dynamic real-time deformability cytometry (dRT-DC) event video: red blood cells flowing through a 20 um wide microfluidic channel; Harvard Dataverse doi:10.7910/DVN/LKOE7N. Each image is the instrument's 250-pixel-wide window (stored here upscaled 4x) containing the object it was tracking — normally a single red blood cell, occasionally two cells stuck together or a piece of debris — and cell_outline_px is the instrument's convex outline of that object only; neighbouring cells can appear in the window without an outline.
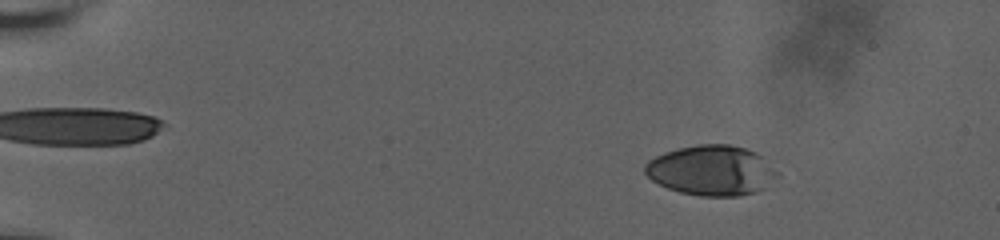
{"species": "human", "species_latin": "Homo sapiens", "temperature_condition": "room temperature", "stored_images_in_passage": 33, "camera_frame_rate_fps": 3000, "um_per_image_px": 0.085, "donor": {"sex": "male"}, "frame": {"image": 1, "passage_image": 1, "time_ms": 0.0, "image_size_px": [1000, 240], "cell_outline_px": [[780, 176], [764, 188], [740, 196], [700, 196], [680, 192], [668, 188], [652, 180], [644, 172], [644, 164], [648, 160], [664, 152], [696, 144], [728, 144], [744, 148], [756, 152], [764, 156], [780, 172]], "centroid_in_image_um": [60.52, 14.48], "position_along_channel_um": 24.5, "area_um2": 38.96}}
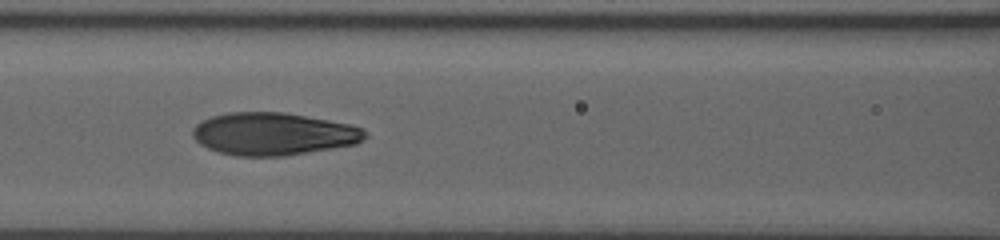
{"frame": {"image": 2, "passage_image": 14, "time_ms": 6.667, "image_size_px": [1000, 240], "cell_outline_px": [[368, 136], [364, 140], [356, 144], [284, 156], [236, 156], [220, 152], [208, 148], [200, 144], [192, 136], [192, 128], [196, 124], [212, 116], [228, 112], [284, 112], [328, 120], [348, 124], [360, 128], [368, 132]], "centroid_in_image_um": [23.23, 11.38], "position_along_channel_um": 143.4, "area_um2": 42.71}}
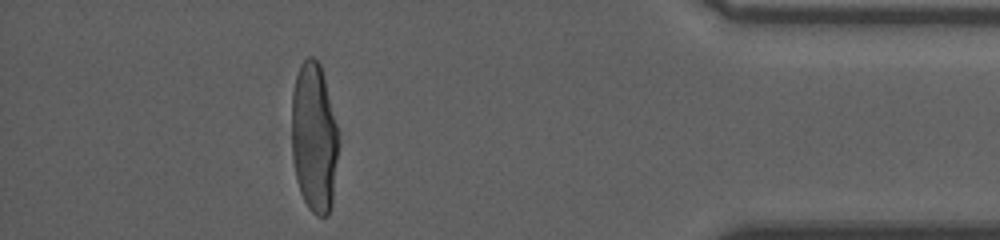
{"frame": {"image": 3, "passage_image": 29, "time_ms": 15.0, "image_size_px": [1000, 240], "cell_outline_px": [[340, 144], [332, 204], [328, 216], [316, 216], [308, 208], [300, 192], [296, 180], [292, 156], [292, 92], [296, 76], [300, 64], [308, 56], [312, 56], [320, 64], [340, 132]], "centroid_in_image_um": [26.72, 11.73], "position_along_channel_um": 408.5, "area_um2": 41.73}, "authors_computed_cell_mechanics": {"area_um2": 42.194, "velocity_mm_per_s": 3.6488, "shape_relaxation_time_tau1_ms": 4.903, "shape_relaxation_time_tau2_ms": 1.0935, "deformation_change_tau1": 0.2126, "deformation_change_tau2": 0.0706}}